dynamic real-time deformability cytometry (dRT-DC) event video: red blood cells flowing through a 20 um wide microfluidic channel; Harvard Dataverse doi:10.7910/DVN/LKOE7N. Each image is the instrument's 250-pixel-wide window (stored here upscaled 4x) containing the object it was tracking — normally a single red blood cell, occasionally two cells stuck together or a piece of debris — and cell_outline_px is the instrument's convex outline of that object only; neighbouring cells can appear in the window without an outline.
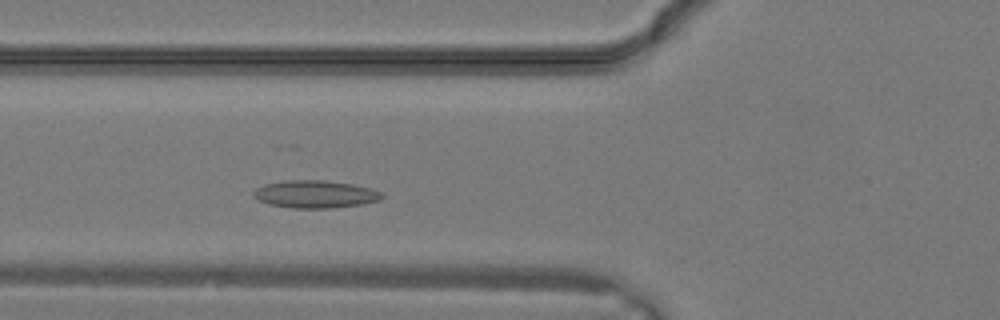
{"species": "common noctule bat (a hibernating species)", "species_latin": "Nyctalus noctula", "temperature_condition": "warm", "stored_images_in_passage": 3, "camera_frame_rate_fps": 3000, "um_per_image_px": 0.085, "animal": {"sex": "male", "body_mass_g": 19.2, "forearm_length_mm": 51.8}, "frame": {"image": 1, "passage_image": 3, "time_ms": 0.667, "image_size_px": [1000, 320], "cell_outline_px": [[384, 196], [380, 200], [360, 204], [328, 208], [292, 208], [268, 204], [256, 200], [252, 196], [252, 192], [256, 188], [264, 184], [288, 180], [324, 180], [352, 184], [372, 188], [380, 192]], "centroid_in_image_um": [26.74, 16.5], "position_along_channel_um": 99.1, "area_um2": 20.69}}